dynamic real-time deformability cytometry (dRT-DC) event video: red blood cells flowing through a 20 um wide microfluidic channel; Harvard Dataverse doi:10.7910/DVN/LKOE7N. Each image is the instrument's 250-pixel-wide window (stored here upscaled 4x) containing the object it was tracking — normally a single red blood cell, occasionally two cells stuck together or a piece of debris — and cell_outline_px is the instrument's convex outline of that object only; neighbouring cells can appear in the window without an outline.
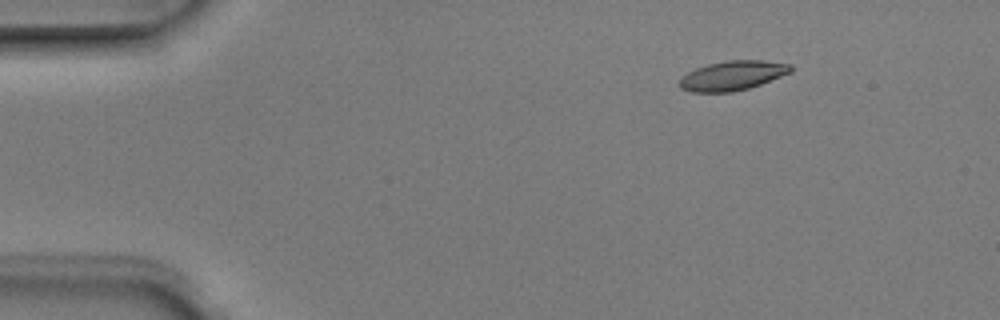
{"species": "Egyptian fruit bat (a non-hibernating species)", "species_latin": "Rousettus aegyptiacus", "temperature_condition": "room temperature", "stored_images_in_passage": 5, "camera_frame_rate_fps": 3000, "um_per_image_px": 0.085, "animal": {"sex": "male"}, "frame": {"image": 1, "passage_image": 2, "time_ms": 0.333, "image_size_px": [1000, 320], "cell_outline_px": [[792, 72], [760, 84], [748, 88], [732, 92], [692, 92], [680, 88], [680, 80], [688, 72], [696, 68], [708, 64], [728, 60], [764, 60], [792, 64]], "centroid_in_image_um": [62.29, 6.42], "position_along_channel_um": 22.7, "area_um2": 19.02}}
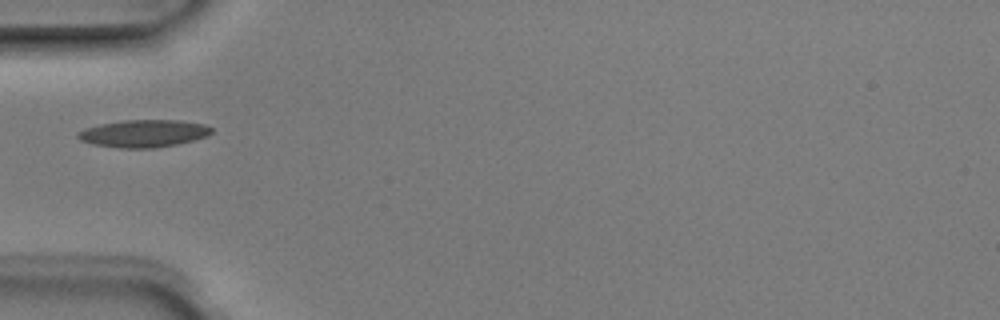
{"frame": {"image": 2, "passage_image": 4, "time_ms": 1.0, "image_size_px": [1000, 320], "cell_outline_px": [[212, 132], [204, 136], [192, 140], [176, 144], [152, 148], [120, 148], [92, 144], [80, 140], [76, 136], [76, 132], [84, 128], [100, 124], [120, 120], [180, 120], [204, 124], [212, 128]], "centroid_in_image_um": [12.14, 11.33], "position_along_channel_um": 72.9, "area_um2": 21.33}}
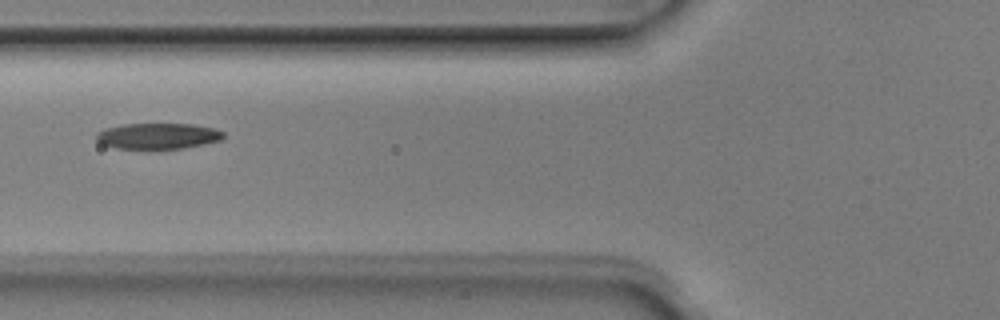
{"frame": {"image": 3, "passage_image": 5, "time_ms": 1.333, "image_size_px": [1000, 320], "cell_outline_px": [[224, 136], [220, 140], [204, 144], [184, 148], [116, 148], [100, 144], [96, 140], [96, 132], [104, 128], [124, 124], [192, 124], [212, 128], [224, 132]], "centroid_in_image_um": [13.38, 11.55], "position_along_channel_um": 112.4, "area_um2": 19.07}}